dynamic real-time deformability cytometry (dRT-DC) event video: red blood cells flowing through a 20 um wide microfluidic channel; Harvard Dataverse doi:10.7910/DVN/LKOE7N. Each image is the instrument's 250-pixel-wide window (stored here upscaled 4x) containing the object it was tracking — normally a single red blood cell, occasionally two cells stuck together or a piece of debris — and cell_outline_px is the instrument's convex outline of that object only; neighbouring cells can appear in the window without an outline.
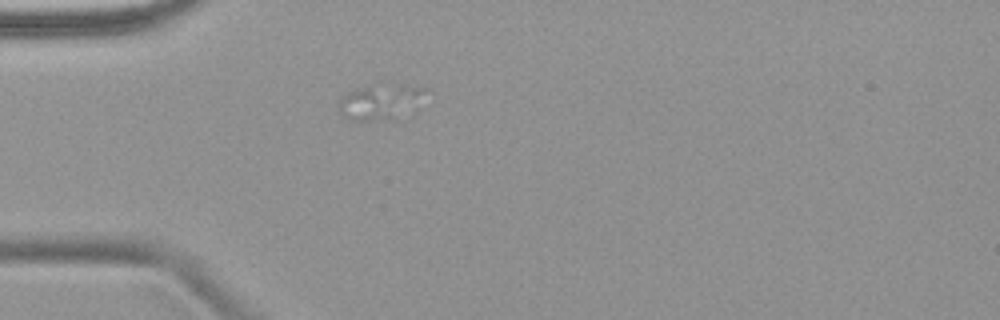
{"species": "common noctule bat (a hibernating species)", "species_latin": "Nyctalus noctula", "temperature_condition": "warm", "stored_images_in_passage": 3, "camera_frame_rate_fps": 3000, "um_per_image_px": 0.085, "animal": {"sex": "female", "body_mass_g": 18.4}, "frame": {"image": 1, "passage_image": 3, "time_ms": 2.667, "image_size_px": [1000, 320], "cell_outline_px": [[428, 88], [392, 116], [368, 120], [352, 120], [344, 116], [340, 112], [340, 100], [348, 92], [376, 80], [384, 80]], "centroid_in_image_um": [32.13, 8.49], "position_along_channel_um": 52.9, "area_um2": 16.7}}